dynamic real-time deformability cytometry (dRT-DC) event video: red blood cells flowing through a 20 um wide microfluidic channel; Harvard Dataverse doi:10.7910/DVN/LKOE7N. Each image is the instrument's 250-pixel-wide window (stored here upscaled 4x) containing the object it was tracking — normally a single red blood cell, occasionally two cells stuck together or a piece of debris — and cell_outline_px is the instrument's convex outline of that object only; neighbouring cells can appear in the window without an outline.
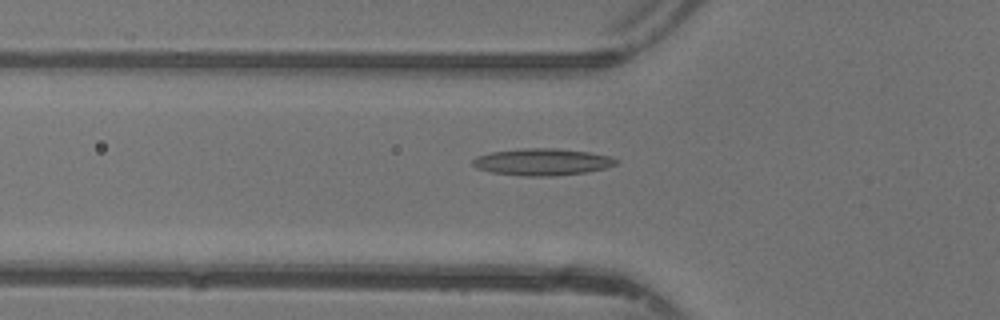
{"species": "common noctule bat (a hibernating species)", "species_latin": "Nyctalus noctula", "temperature_condition": "warm", "stored_images_in_passage": 44, "camera_frame_rate_fps": 3000, "um_per_image_px": 0.085, "animal": {"sex": "female"}, "frame": {"image": 1, "passage_image": 17, "time_ms": 5.333, "image_size_px": [1000, 320], "cell_outline_px": [[620, 160], [616, 164], [604, 168], [584, 172], [556, 176], [524, 176], [492, 172], [476, 168], [472, 164], [472, 160], [476, 156], [492, 152], [520, 148], [556, 148], [588, 152], [612, 156]], "centroid_in_image_um": [46.09, 13.76], "position_along_channel_um": 79.7, "area_um2": 22.48}}
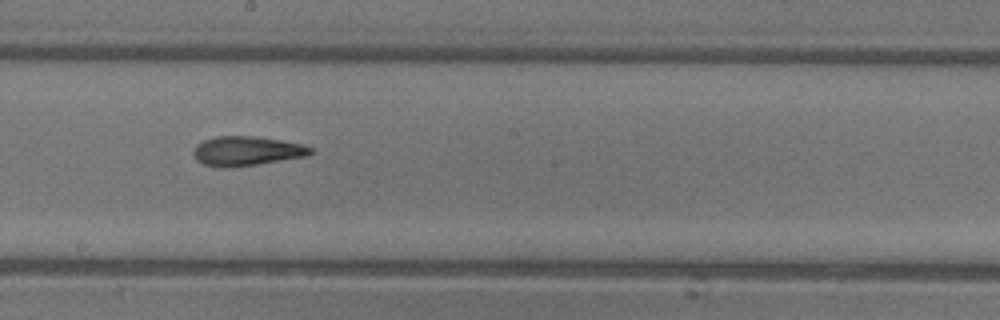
{"frame": {"image": 2, "passage_image": 27, "time_ms": 8.667, "image_size_px": [1000, 320], "cell_outline_px": [[312, 152], [308, 156], [256, 164], [228, 168], [224, 168], [204, 164], [196, 160], [192, 152], [196, 144], [204, 140], [216, 136], [256, 136], [304, 144], [312, 148]], "centroid_in_image_um": [20.95, 12.83], "position_along_channel_um": 227.2, "area_um2": 20.11}}
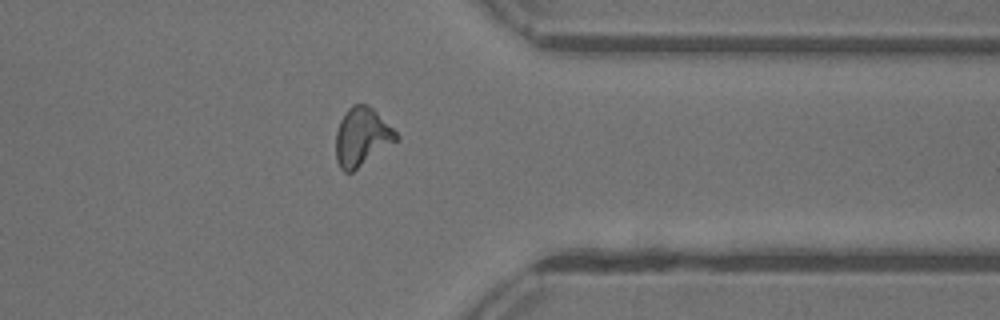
{"frame": {"image": 3, "passage_image": 38, "time_ms": 12.333, "image_size_px": [1000, 320], "cell_outline_px": [[400, 136], [396, 140], [352, 172], [344, 172], [340, 168], [336, 160], [336, 132], [340, 120], [344, 112], [352, 104], [368, 104]], "centroid_in_image_um": [30.71, 11.62], "position_along_channel_um": 380.7, "area_um2": 20.17}, "authors_computed_cell_mechanics": {"area_um2": 20.3167, "velocity_mm_per_s": 4.3961, "shape_relaxation_time_tau1_ms": 11.3157, "shape_relaxation_time_tau2_ms": 2.7345, "deformation_change_tau1": 0.3231, "deformation_change_tau2": 0.1278}}